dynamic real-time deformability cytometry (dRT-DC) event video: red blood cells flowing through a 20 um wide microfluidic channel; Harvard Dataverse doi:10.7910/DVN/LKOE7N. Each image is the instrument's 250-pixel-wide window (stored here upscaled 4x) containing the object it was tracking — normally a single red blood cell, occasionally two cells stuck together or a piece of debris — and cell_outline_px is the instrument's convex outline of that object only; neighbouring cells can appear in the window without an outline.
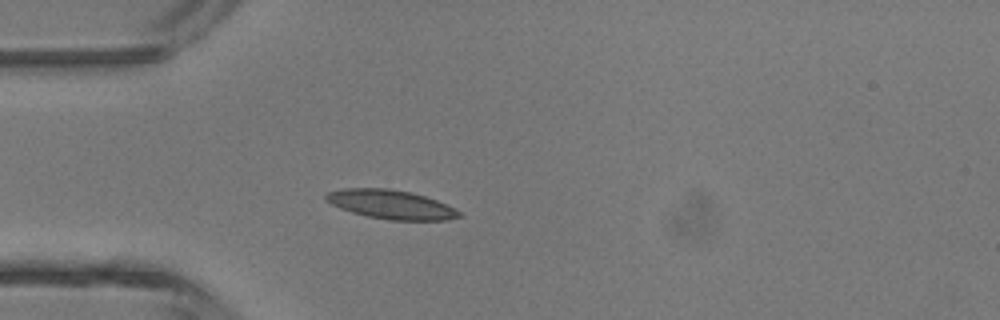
{"species": "common noctule bat (a hibernating species)", "species_latin": "Nyctalus noctula", "temperature_condition": "room temperature", "stored_images_in_passage": 3, "camera_frame_rate_fps": 3000, "um_per_image_px": 0.085, "animal": {"sex": "male", "body_mass_g": 13.3}, "frame": {"image": 1, "passage_image": 3, "time_ms": 2.333, "image_size_px": [1000, 320], "cell_outline_px": [[464, 216], [448, 220], [392, 220], [368, 216], [352, 212], [340, 208], [324, 200], [324, 196], [328, 192], [344, 188], [388, 188], [412, 192], [436, 200], [460, 212]], "centroid_in_image_um": [33.21, 17.37], "position_along_channel_um": 51.8, "area_um2": 22.37}}